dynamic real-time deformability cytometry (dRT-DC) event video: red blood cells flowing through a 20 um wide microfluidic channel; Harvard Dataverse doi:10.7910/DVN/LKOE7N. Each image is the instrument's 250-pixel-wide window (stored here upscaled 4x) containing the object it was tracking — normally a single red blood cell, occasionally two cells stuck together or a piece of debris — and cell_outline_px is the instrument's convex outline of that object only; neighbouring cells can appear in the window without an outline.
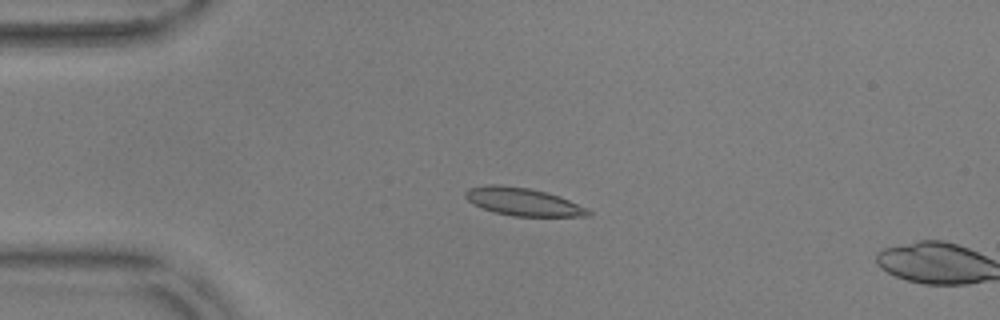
{"species": "common noctule bat (a hibernating species)", "species_latin": "Nyctalus noctula", "temperature_condition": "warm", "stored_images_in_passage": 13, "camera_frame_rate_fps": 3000, "um_per_image_px": 0.085, "animal": {"sex": "male", "body_mass_g": 17.9, "forearm_length_mm": 54.2}, "frame": {"image": 1, "passage_image": 11, "time_ms": 3.333, "image_size_px": [1000, 320], "cell_outline_px": [[592, 216], [512, 216], [496, 212], [472, 204], [464, 196], [464, 192], [468, 188], [484, 184], [500, 184], [528, 188], [560, 196], [588, 208], [592, 212]], "centroid_in_image_um": [44.45, 17.14], "position_along_channel_um": 40.6, "area_um2": 20.0}}